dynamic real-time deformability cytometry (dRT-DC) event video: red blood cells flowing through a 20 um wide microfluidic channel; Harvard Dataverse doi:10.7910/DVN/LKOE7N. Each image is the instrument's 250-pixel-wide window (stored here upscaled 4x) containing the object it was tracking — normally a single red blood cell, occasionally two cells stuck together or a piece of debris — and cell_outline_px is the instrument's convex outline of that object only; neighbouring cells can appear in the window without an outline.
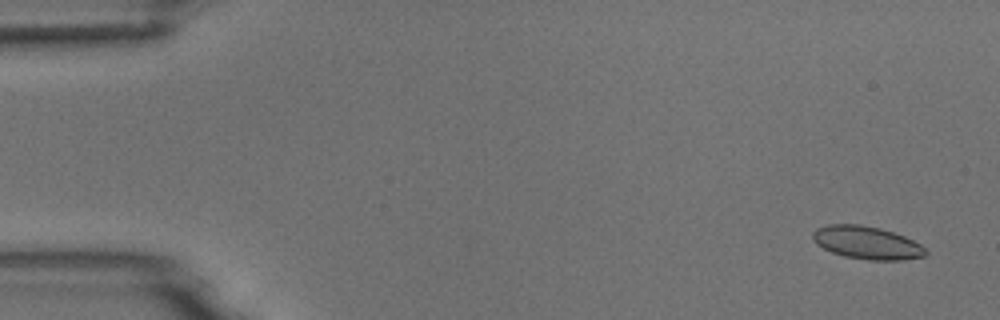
{"species": "common noctule bat (a hibernating species)", "species_latin": "Nyctalus noctula", "temperature_condition": "room temperature", "stored_images_in_passage": 4, "camera_frame_rate_fps": 3000, "um_per_image_px": 0.085, "animal": {"sex": "male", "body_mass_g": 18.8}, "frame": {"image": 1, "passage_image": 1, "time_ms": 0.0, "image_size_px": [1000, 320], "cell_outline_px": [[928, 252], [924, 256], [900, 260], [868, 260], [844, 256], [832, 252], [816, 244], [812, 240], [812, 232], [816, 228], [828, 224], [860, 224], [880, 228], [904, 236], [920, 244]], "centroid_in_image_um": [73.64, 20.62], "position_along_channel_um": 11.4, "area_um2": 21.62}}
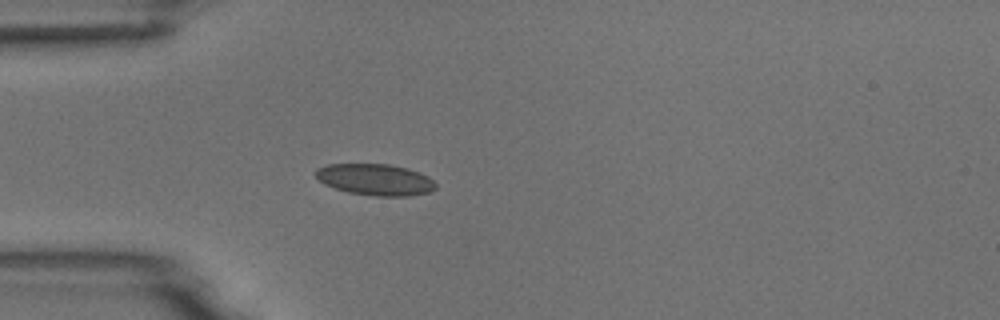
{"frame": {"image": 2, "passage_image": 4, "time_ms": 1.0, "image_size_px": [1000, 320], "cell_outline_px": [[436, 188], [428, 192], [408, 196], [376, 196], [348, 192], [324, 184], [312, 172], [316, 168], [328, 164], [388, 164], [408, 168], [428, 176], [436, 184]], "centroid_in_image_um": [31.87, 15.26], "position_along_channel_um": 53.1, "area_um2": 21.96}}